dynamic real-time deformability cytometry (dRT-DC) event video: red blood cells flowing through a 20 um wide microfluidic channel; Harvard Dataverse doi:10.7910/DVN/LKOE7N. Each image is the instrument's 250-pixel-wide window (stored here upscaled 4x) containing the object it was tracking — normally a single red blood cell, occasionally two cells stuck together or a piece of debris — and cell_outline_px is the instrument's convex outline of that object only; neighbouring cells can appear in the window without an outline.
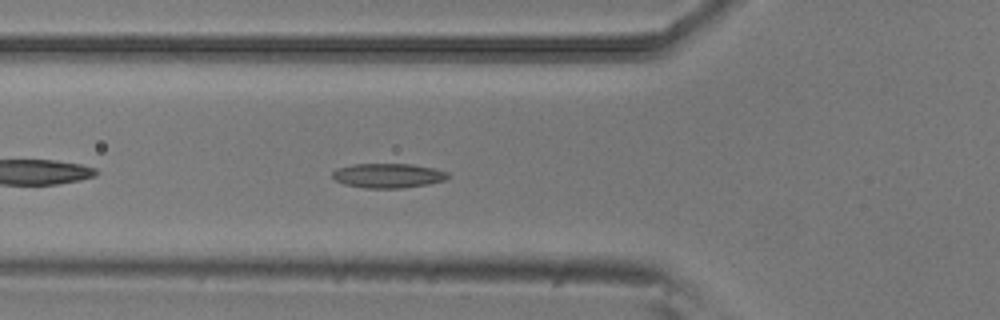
{"species": "common noctule bat (a hibernating species)", "species_latin": "Nyctalus noctula", "temperature_condition": "room temperature", "stored_images_in_passage": 40, "camera_frame_rate_fps": 3000, "um_per_image_px": 0.085, "animal": {"sex": "male", "body_mass_g": 20.5, "forearm_length_mm": 52.5}, "frame": {"image": 1, "passage_image": 6, "time_ms": 1.667, "image_size_px": [1000, 320], "cell_outline_px": [[448, 176], [444, 180], [428, 184], [400, 188], [364, 188], [344, 184], [336, 180], [332, 176], [332, 172], [336, 168], [352, 164], [412, 164], [432, 168], [448, 172]], "centroid_in_image_um": [32.94, 14.92], "position_along_channel_um": 92.9, "area_um2": 16.42}}
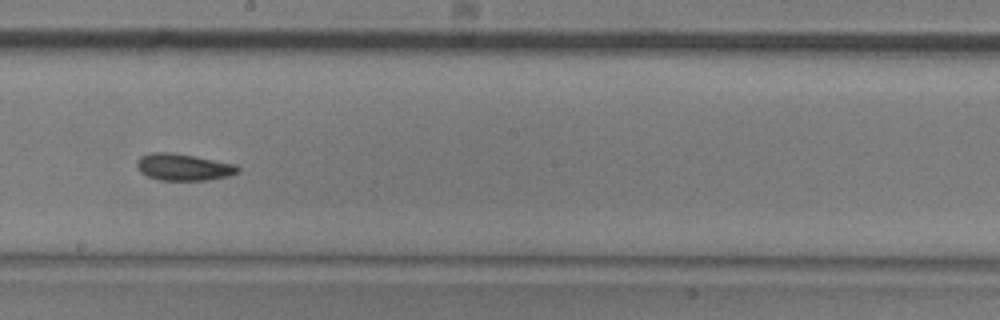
{"frame": {"image": 2, "passage_image": 17, "time_ms": 5.333, "image_size_px": [1000, 320], "cell_outline_px": [[240, 172], [228, 176], [208, 180], [160, 180], [148, 176], [140, 172], [136, 168], [136, 160], [140, 156], [152, 152], [172, 152], [196, 156], [236, 164], [240, 168]], "centroid_in_image_um": [15.59, 14.19], "position_along_channel_um": 232.6, "area_um2": 16.01}}
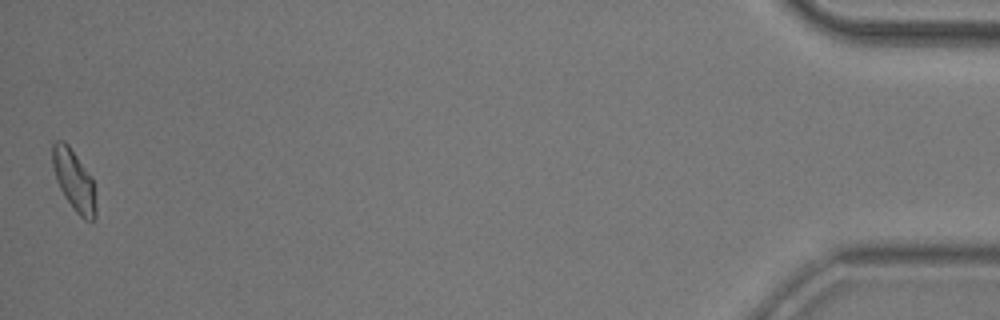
{"frame": {"image": 3, "passage_image": 40, "time_ms": 13.0, "image_size_px": [1000, 320], "cell_outline_px": [[96, 216], [92, 220], [84, 220], [76, 212], [64, 196], [56, 180], [52, 164], [52, 144], [56, 140], [64, 140], [68, 144], [92, 176], [96, 208]], "centroid_in_image_um": [6.28, 15.31], "position_along_channel_um": 428.9, "area_um2": 15.43}, "authors_computed_cell_mechanics": {"area_um2": 15.4326, "velocity_mm_per_s": 3.8004, "shape_relaxation_time_tau1_ms": 6.6906, "shape_relaxation_time_tau2_ms": 9.0666, "deformation_change_tau1": 0.123, "deformation_change_tau2": 0.1598}}